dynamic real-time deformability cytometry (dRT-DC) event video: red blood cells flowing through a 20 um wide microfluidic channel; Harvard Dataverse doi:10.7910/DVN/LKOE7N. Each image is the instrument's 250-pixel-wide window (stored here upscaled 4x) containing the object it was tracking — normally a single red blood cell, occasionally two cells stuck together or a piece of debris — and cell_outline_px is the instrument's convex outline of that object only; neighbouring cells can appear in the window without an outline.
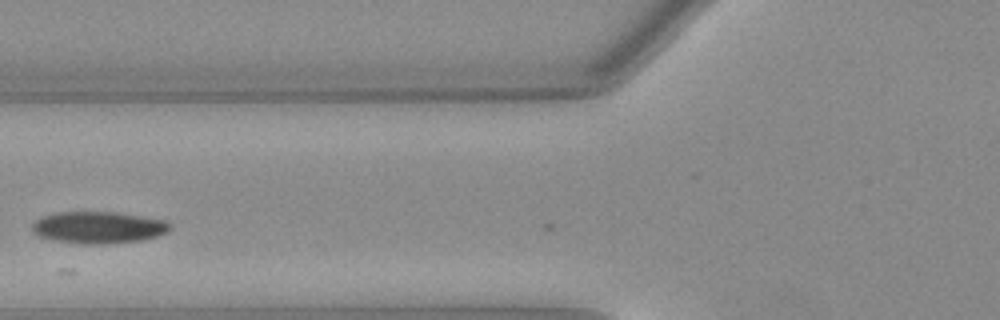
{"species": "Egyptian fruit bat (a non-hibernating species)", "species_latin": "Rousettus aegyptiacus", "temperature_condition": "warm", "stored_images_in_passage": 10, "camera_frame_rate_fps": 3000, "um_per_image_px": 0.085, "animal": {"sex": "female"}, "frame": {"image": 1, "passage_image": 8, "time_ms": 2.333, "image_size_px": [1000, 320], "cell_outline_px": [[172, 228], [168, 232], [156, 236], [140, 240], [108, 244], [80, 244], [52, 240], [36, 236], [32, 232], [32, 224], [36, 220], [44, 216], [56, 212], [116, 212], [168, 220], [172, 224]], "centroid_in_image_um": [8.37, 19.34], "position_along_channel_um": 117.4, "area_um2": 25.95}}